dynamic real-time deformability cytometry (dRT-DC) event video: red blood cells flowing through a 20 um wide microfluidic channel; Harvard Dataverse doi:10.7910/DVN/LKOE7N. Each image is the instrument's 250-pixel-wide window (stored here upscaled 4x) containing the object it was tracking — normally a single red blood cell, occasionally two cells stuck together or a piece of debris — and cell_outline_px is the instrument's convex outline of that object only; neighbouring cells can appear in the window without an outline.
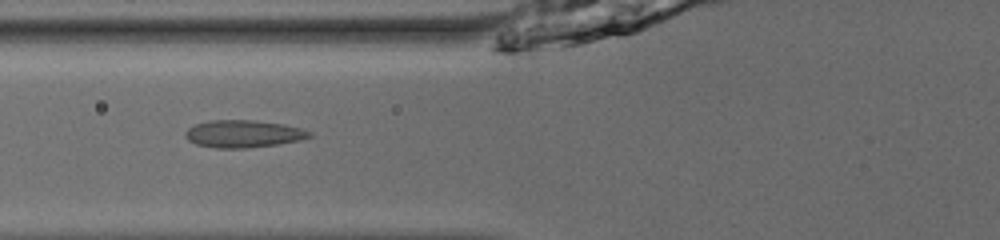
{"species": "common noctule bat (a hibernating species)", "species_latin": "Nyctalus noctula", "temperature_condition": "room temperature", "stored_images_in_passage": 53, "camera_frame_rate_fps": 3000, "um_per_image_px": 0.085, "animal": {"sex": "male", "body_mass_g": 13.0, "forearm_length_mm": 53.1}, "frame": {"image": 1, "passage_image": 23, "time_ms": 7.333, "image_size_px": [1000, 240], "cell_outline_px": [[312, 136], [300, 140], [276, 144], [244, 148], [216, 148], [196, 144], [188, 140], [184, 136], [184, 132], [188, 128], [196, 124], [212, 120], [256, 120], [284, 124], [300, 128], [312, 132]], "centroid_in_image_um": [20.67, 11.37], "position_along_channel_um": 105.1, "area_um2": 19.77}}
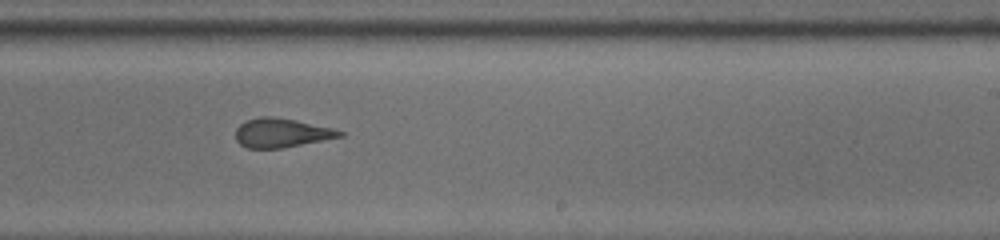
{"frame": {"image": 2, "passage_image": 35, "time_ms": 11.333, "image_size_px": [1000, 240], "cell_outline_px": [[344, 136], [280, 148], [248, 148], [240, 144], [236, 140], [236, 128], [244, 120], [260, 116], [272, 116], [296, 120], [332, 128], [344, 132]], "centroid_in_image_um": [23.89, 11.28], "position_along_channel_um": 265.1, "area_um2": 17.57}}
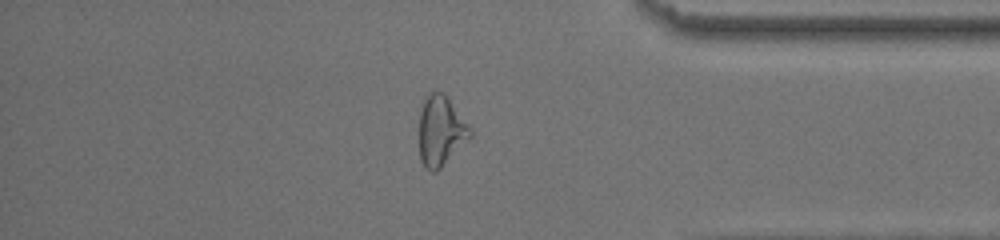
{"frame": {"image": 3, "passage_image": 46, "time_ms": 15.0, "image_size_px": [1000, 240], "cell_outline_px": [[472, 136], [436, 172], [432, 172], [424, 168], [420, 160], [420, 104], [432, 92], [444, 92], [472, 128]], "centroid_in_image_um": [37.47, 11.13], "position_along_channel_um": 397.7, "area_um2": 20.87}, "authors_computed_cell_mechanics": {"area_um2": 19.7676, "velocity_mm_per_s": 3.9861, "shape_relaxation_time_tau1_ms": null, "shape_relaxation_time_tau2_ms": 1.0073, "deformation_change_tau1": null, "deformation_change_tau2": 0.0943}}